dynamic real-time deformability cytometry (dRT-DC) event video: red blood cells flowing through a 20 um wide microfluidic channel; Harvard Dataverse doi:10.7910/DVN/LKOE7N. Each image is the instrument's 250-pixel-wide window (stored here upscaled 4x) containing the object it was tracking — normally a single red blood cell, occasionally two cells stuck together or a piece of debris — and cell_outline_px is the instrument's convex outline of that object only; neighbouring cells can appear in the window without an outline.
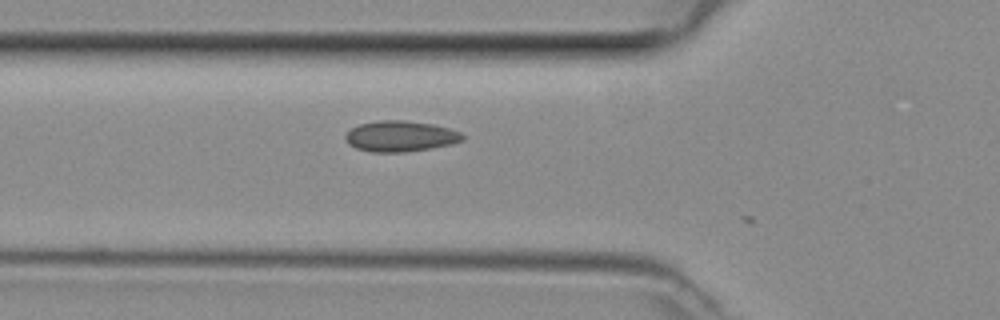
{"species": "common noctule bat (a hibernating species)", "species_latin": "Nyctalus noctula", "temperature_condition": "room temperature", "stored_images_in_passage": 3, "camera_frame_rate_fps": 3000, "um_per_image_px": 0.085, "animal": {"sex": "female", "body_mass_g": 29.2, "forearm_length_mm": 56.3}, "frame": {"image": 1, "passage_image": 2, "time_ms": 0.333, "image_size_px": [1000, 320], "cell_outline_px": [[464, 140], [452, 144], [404, 152], [372, 152], [356, 148], [348, 144], [344, 136], [352, 128], [360, 124], [380, 120], [404, 120], [432, 124], [448, 128], [460, 132], [464, 136]], "centroid_in_image_um": [34.03, 11.58], "position_along_channel_um": 91.8, "area_um2": 20.87}}